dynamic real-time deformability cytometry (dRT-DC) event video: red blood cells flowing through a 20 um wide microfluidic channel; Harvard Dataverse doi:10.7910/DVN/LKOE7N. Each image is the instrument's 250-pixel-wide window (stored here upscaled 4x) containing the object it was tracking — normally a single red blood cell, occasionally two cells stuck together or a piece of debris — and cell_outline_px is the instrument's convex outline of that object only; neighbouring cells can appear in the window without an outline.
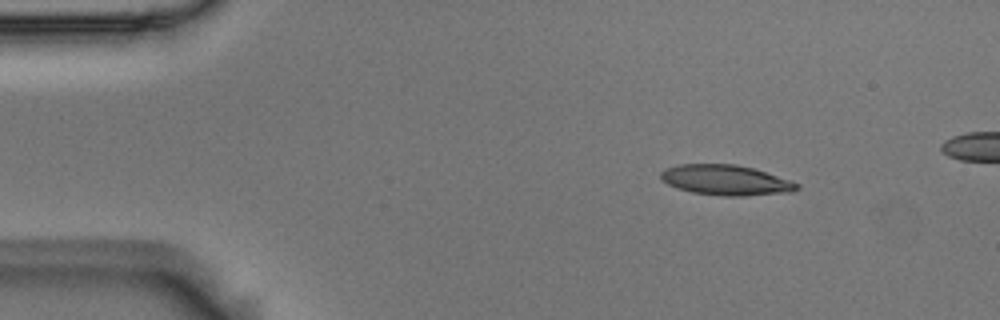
{"species": "Egyptian fruit bat (a non-hibernating species)", "species_latin": "Rousettus aegyptiacus", "temperature_condition": "room temperature", "stored_images_in_passage": 7, "camera_frame_rate_fps": 3000, "um_per_image_px": 0.085, "animal": {"sex": "male"}, "frame": {"image": 1, "passage_image": 1, "time_ms": 0.0, "image_size_px": [1000, 320], "cell_outline_px": [[800, 188], [792, 192], [744, 196], [724, 196], [692, 192], [676, 188], [668, 184], [660, 176], [660, 172], [664, 168], [680, 164], [736, 164], [752, 168], [800, 184]], "centroid_in_image_um": [61.67, 15.31], "position_along_channel_um": 23.3, "area_um2": 23.87}}
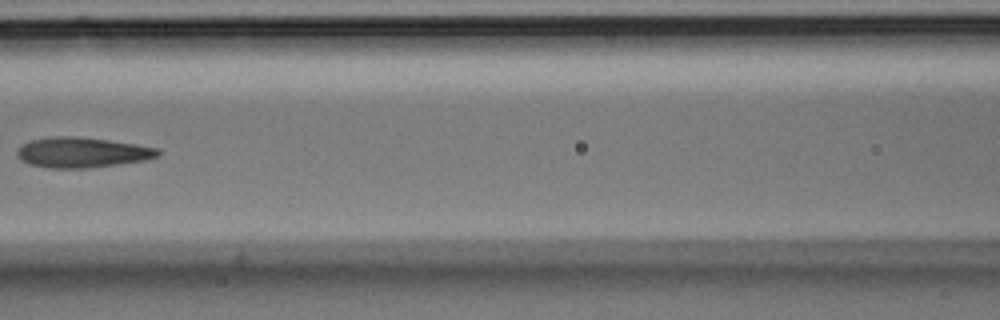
{"frame": {"image": 2, "passage_image": 6, "time_ms": 1.667, "image_size_px": [1000, 320], "cell_outline_px": [[160, 156], [144, 160], [116, 164], [84, 168], [48, 168], [28, 164], [20, 160], [16, 152], [20, 144], [28, 140], [48, 136], [72, 136], [108, 140], [136, 144], [160, 148]], "centroid_in_image_um": [6.92, 12.94], "position_along_channel_um": 159.7, "area_um2": 25.03}}
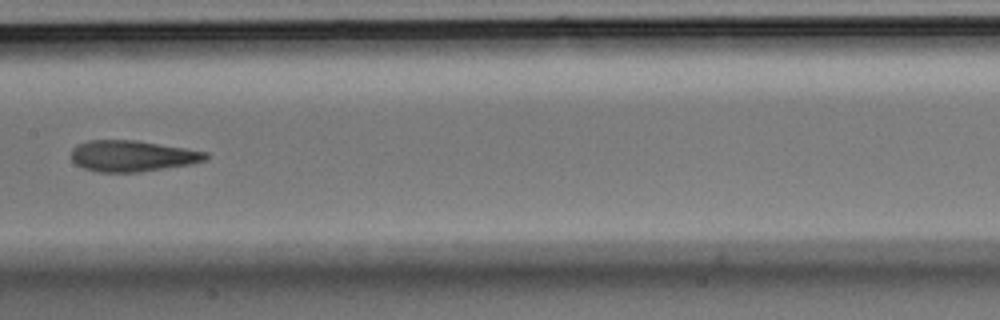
{"frame": {"image": 3, "passage_image": 7, "time_ms": 2.0, "image_size_px": [1000, 320], "cell_outline_px": [[208, 156], [204, 160], [192, 164], [140, 172], [96, 172], [84, 168], [76, 164], [72, 160], [72, 148], [88, 140], [136, 140], [208, 152]], "centroid_in_image_um": [11.24, 13.26], "position_along_channel_um": 196.2, "area_um2": 24.28}}